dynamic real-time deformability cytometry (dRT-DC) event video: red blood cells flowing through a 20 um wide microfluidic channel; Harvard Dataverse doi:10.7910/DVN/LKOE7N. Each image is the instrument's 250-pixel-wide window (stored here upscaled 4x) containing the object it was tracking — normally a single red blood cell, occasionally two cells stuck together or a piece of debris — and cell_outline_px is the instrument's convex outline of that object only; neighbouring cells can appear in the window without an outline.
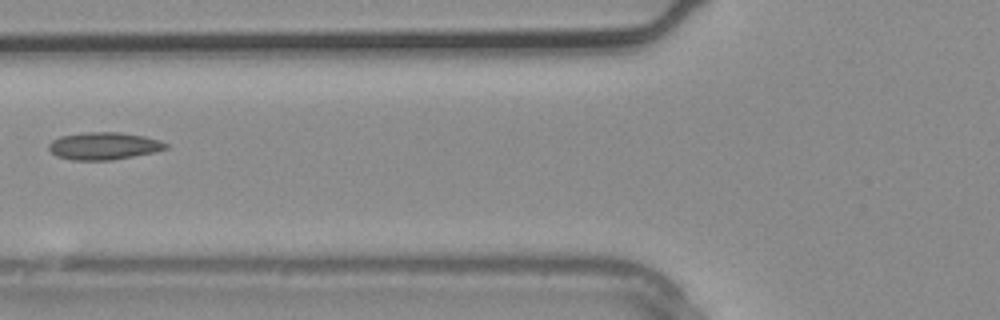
{"species": "common noctule bat (a hibernating species)", "species_latin": "Nyctalus noctula", "temperature_condition": "warm", "stored_images_in_passage": 4, "segment_of_instrument_passage": [2, 2], "camera_frame_rate_fps": 3000, "um_per_image_px": 0.085, "animal": {"sex": "male", "body_mass_g": 20.4}, "frame": {"image": 1, "passage_image": 4, "time_ms": 1.0, "image_size_px": [1000, 320], "cell_outline_px": [[168, 148], [156, 152], [112, 160], [72, 160], [56, 156], [48, 148], [48, 144], [52, 140], [60, 136], [88, 132], [120, 132], [144, 136], [160, 140], [168, 144]], "centroid_in_image_um": [8.84, 12.41], "position_along_channel_um": 117.0, "area_um2": 18.79}}